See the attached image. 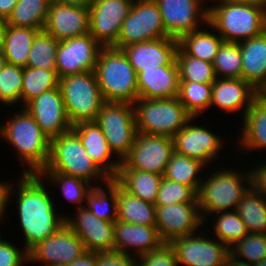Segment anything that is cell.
<instances>
[{
	"instance_id": "obj_42",
	"label": "cell",
	"mask_w": 266,
	"mask_h": 266,
	"mask_svg": "<svg viewBox=\"0 0 266 266\" xmlns=\"http://www.w3.org/2000/svg\"><path fill=\"white\" fill-rule=\"evenodd\" d=\"M59 41L46 31H40L31 46L27 66L41 69H56V52Z\"/></svg>"
},
{
	"instance_id": "obj_44",
	"label": "cell",
	"mask_w": 266,
	"mask_h": 266,
	"mask_svg": "<svg viewBox=\"0 0 266 266\" xmlns=\"http://www.w3.org/2000/svg\"><path fill=\"white\" fill-rule=\"evenodd\" d=\"M217 78H241L242 56L239 43L223 42L213 61Z\"/></svg>"
},
{
	"instance_id": "obj_27",
	"label": "cell",
	"mask_w": 266,
	"mask_h": 266,
	"mask_svg": "<svg viewBox=\"0 0 266 266\" xmlns=\"http://www.w3.org/2000/svg\"><path fill=\"white\" fill-rule=\"evenodd\" d=\"M241 131L237 139L240 150L249 154L266 149V93L260 94L242 117ZM250 151V152H249Z\"/></svg>"
},
{
	"instance_id": "obj_11",
	"label": "cell",
	"mask_w": 266,
	"mask_h": 266,
	"mask_svg": "<svg viewBox=\"0 0 266 266\" xmlns=\"http://www.w3.org/2000/svg\"><path fill=\"white\" fill-rule=\"evenodd\" d=\"M203 231V232H202ZM194 234L173 239L177 261L181 266H227L229 248L204 229Z\"/></svg>"
},
{
	"instance_id": "obj_21",
	"label": "cell",
	"mask_w": 266,
	"mask_h": 266,
	"mask_svg": "<svg viewBox=\"0 0 266 266\" xmlns=\"http://www.w3.org/2000/svg\"><path fill=\"white\" fill-rule=\"evenodd\" d=\"M136 73L160 66L172 65L176 61L178 39L161 37L121 48Z\"/></svg>"
},
{
	"instance_id": "obj_7",
	"label": "cell",
	"mask_w": 266,
	"mask_h": 266,
	"mask_svg": "<svg viewBox=\"0 0 266 266\" xmlns=\"http://www.w3.org/2000/svg\"><path fill=\"white\" fill-rule=\"evenodd\" d=\"M59 88L66 114L72 126L95 121L105 102L95 71L82 72L59 78Z\"/></svg>"
},
{
	"instance_id": "obj_2",
	"label": "cell",
	"mask_w": 266,
	"mask_h": 266,
	"mask_svg": "<svg viewBox=\"0 0 266 266\" xmlns=\"http://www.w3.org/2000/svg\"><path fill=\"white\" fill-rule=\"evenodd\" d=\"M8 116L0 123V140L16 150L22 174H39L49 161L50 139L24 107Z\"/></svg>"
},
{
	"instance_id": "obj_29",
	"label": "cell",
	"mask_w": 266,
	"mask_h": 266,
	"mask_svg": "<svg viewBox=\"0 0 266 266\" xmlns=\"http://www.w3.org/2000/svg\"><path fill=\"white\" fill-rule=\"evenodd\" d=\"M162 175L130 169L121 162L114 180L128 193L155 205Z\"/></svg>"
},
{
	"instance_id": "obj_26",
	"label": "cell",
	"mask_w": 266,
	"mask_h": 266,
	"mask_svg": "<svg viewBox=\"0 0 266 266\" xmlns=\"http://www.w3.org/2000/svg\"><path fill=\"white\" fill-rule=\"evenodd\" d=\"M139 98L161 99L178 96L180 77L178 64L143 70L137 74Z\"/></svg>"
},
{
	"instance_id": "obj_5",
	"label": "cell",
	"mask_w": 266,
	"mask_h": 266,
	"mask_svg": "<svg viewBox=\"0 0 266 266\" xmlns=\"http://www.w3.org/2000/svg\"><path fill=\"white\" fill-rule=\"evenodd\" d=\"M95 74L104 101L133 104L139 98L137 73L122 49L102 47Z\"/></svg>"
},
{
	"instance_id": "obj_25",
	"label": "cell",
	"mask_w": 266,
	"mask_h": 266,
	"mask_svg": "<svg viewBox=\"0 0 266 266\" xmlns=\"http://www.w3.org/2000/svg\"><path fill=\"white\" fill-rule=\"evenodd\" d=\"M72 130L78 135L87 154L95 164L110 179H114L117 176L121 161L111 151L100 126L95 121L80 122L72 126Z\"/></svg>"
},
{
	"instance_id": "obj_17",
	"label": "cell",
	"mask_w": 266,
	"mask_h": 266,
	"mask_svg": "<svg viewBox=\"0 0 266 266\" xmlns=\"http://www.w3.org/2000/svg\"><path fill=\"white\" fill-rule=\"evenodd\" d=\"M101 49L102 46L90 33L59 41L56 52L58 78L95 71Z\"/></svg>"
},
{
	"instance_id": "obj_4",
	"label": "cell",
	"mask_w": 266,
	"mask_h": 266,
	"mask_svg": "<svg viewBox=\"0 0 266 266\" xmlns=\"http://www.w3.org/2000/svg\"><path fill=\"white\" fill-rule=\"evenodd\" d=\"M213 2V3H212ZM208 7V24L224 42L239 43L266 30V5L212 0Z\"/></svg>"
},
{
	"instance_id": "obj_13",
	"label": "cell",
	"mask_w": 266,
	"mask_h": 266,
	"mask_svg": "<svg viewBox=\"0 0 266 266\" xmlns=\"http://www.w3.org/2000/svg\"><path fill=\"white\" fill-rule=\"evenodd\" d=\"M85 252L82 240L65 224L28 251V264L67 266Z\"/></svg>"
},
{
	"instance_id": "obj_30",
	"label": "cell",
	"mask_w": 266,
	"mask_h": 266,
	"mask_svg": "<svg viewBox=\"0 0 266 266\" xmlns=\"http://www.w3.org/2000/svg\"><path fill=\"white\" fill-rule=\"evenodd\" d=\"M204 27L182 35L178 46L191 57L213 63L224 40L209 24Z\"/></svg>"
},
{
	"instance_id": "obj_36",
	"label": "cell",
	"mask_w": 266,
	"mask_h": 266,
	"mask_svg": "<svg viewBox=\"0 0 266 266\" xmlns=\"http://www.w3.org/2000/svg\"><path fill=\"white\" fill-rule=\"evenodd\" d=\"M235 211L249 233L266 234V198L252 186L243 195Z\"/></svg>"
},
{
	"instance_id": "obj_24",
	"label": "cell",
	"mask_w": 266,
	"mask_h": 266,
	"mask_svg": "<svg viewBox=\"0 0 266 266\" xmlns=\"http://www.w3.org/2000/svg\"><path fill=\"white\" fill-rule=\"evenodd\" d=\"M164 242L156 226L114 222V250L135 257L159 248Z\"/></svg>"
},
{
	"instance_id": "obj_22",
	"label": "cell",
	"mask_w": 266,
	"mask_h": 266,
	"mask_svg": "<svg viewBox=\"0 0 266 266\" xmlns=\"http://www.w3.org/2000/svg\"><path fill=\"white\" fill-rule=\"evenodd\" d=\"M250 83L242 78H217L212 83L211 104L225 113H241V119L260 95Z\"/></svg>"
},
{
	"instance_id": "obj_58",
	"label": "cell",
	"mask_w": 266,
	"mask_h": 266,
	"mask_svg": "<svg viewBox=\"0 0 266 266\" xmlns=\"http://www.w3.org/2000/svg\"><path fill=\"white\" fill-rule=\"evenodd\" d=\"M6 58L3 55V52H0V72L1 70L4 68L5 64H6Z\"/></svg>"
},
{
	"instance_id": "obj_18",
	"label": "cell",
	"mask_w": 266,
	"mask_h": 266,
	"mask_svg": "<svg viewBox=\"0 0 266 266\" xmlns=\"http://www.w3.org/2000/svg\"><path fill=\"white\" fill-rule=\"evenodd\" d=\"M204 221L198 203L156 206V227L164 243L202 230Z\"/></svg>"
},
{
	"instance_id": "obj_1",
	"label": "cell",
	"mask_w": 266,
	"mask_h": 266,
	"mask_svg": "<svg viewBox=\"0 0 266 266\" xmlns=\"http://www.w3.org/2000/svg\"><path fill=\"white\" fill-rule=\"evenodd\" d=\"M19 180L9 183L7 210L16 201L19 226L23 233V247L29 251L38 242L45 240L65 225V213L56 209L55 199L39 174H22ZM13 183H16L14 185ZM16 194V195H15ZM16 197V198H15ZM15 198V199H14Z\"/></svg>"
},
{
	"instance_id": "obj_48",
	"label": "cell",
	"mask_w": 266,
	"mask_h": 266,
	"mask_svg": "<svg viewBox=\"0 0 266 266\" xmlns=\"http://www.w3.org/2000/svg\"><path fill=\"white\" fill-rule=\"evenodd\" d=\"M22 248V249H20ZM28 265V251L19 247L5 237L0 240V266Z\"/></svg>"
},
{
	"instance_id": "obj_20",
	"label": "cell",
	"mask_w": 266,
	"mask_h": 266,
	"mask_svg": "<svg viewBox=\"0 0 266 266\" xmlns=\"http://www.w3.org/2000/svg\"><path fill=\"white\" fill-rule=\"evenodd\" d=\"M65 217V224L82 240L87 252L114 250V223L97 218L86 207Z\"/></svg>"
},
{
	"instance_id": "obj_16",
	"label": "cell",
	"mask_w": 266,
	"mask_h": 266,
	"mask_svg": "<svg viewBox=\"0 0 266 266\" xmlns=\"http://www.w3.org/2000/svg\"><path fill=\"white\" fill-rule=\"evenodd\" d=\"M166 33L179 39L182 35L208 24L207 0H155Z\"/></svg>"
},
{
	"instance_id": "obj_57",
	"label": "cell",
	"mask_w": 266,
	"mask_h": 266,
	"mask_svg": "<svg viewBox=\"0 0 266 266\" xmlns=\"http://www.w3.org/2000/svg\"><path fill=\"white\" fill-rule=\"evenodd\" d=\"M227 266H254V265L236 262L229 257V259L227 261Z\"/></svg>"
},
{
	"instance_id": "obj_55",
	"label": "cell",
	"mask_w": 266,
	"mask_h": 266,
	"mask_svg": "<svg viewBox=\"0 0 266 266\" xmlns=\"http://www.w3.org/2000/svg\"><path fill=\"white\" fill-rule=\"evenodd\" d=\"M6 27H7L6 21L0 18V52H2L3 50Z\"/></svg>"
},
{
	"instance_id": "obj_45",
	"label": "cell",
	"mask_w": 266,
	"mask_h": 266,
	"mask_svg": "<svg viewBox=\"0 0 266 266\" xmlns=\"http://www.w3.org/2000/svg\"><path fill=\"white\" fill-rule=\"evenodd\" d=\"M23 87V68L6 63L0 72V103L1 105L14 107L21 104Z\"/></svg>"
},
{
	"instance_id": "obj_9",
	"label": "cell",
	"mask_w": 266,
	"mask_h": 266,
	"mask_svg": "<svg viewBox=\"0 0 266 266\" xmlns=\"http://www.w3.org/2000/svg\"><path fill=\"white\" fill-rule=\"evenodd\" d=\"M95 122L103 131L111 151L122 162L129 155L137 135L133 104L105 101Z\"/></svg>"
},
{
	"instance_id": "obj_35",
	"label": "cell",
	"mask_w": 266,
	"mask_h": 266,
	"mask_svg": "<svg viewBox=\"0 0 266 266\" xmlns=\"http://www.w3.org/2000/svg\"><path fill=\"white\" fill-rule=\"evenodd\" d=\"M49 0H18L5 20L14 27H31L42 31L50 8Z\"/></svg>"
},
{
	"instance_id": "obj_10",
	"label": "cell",
	"mask_w": 266,
	"mask_h": 266,
	"mask_svg": "<svg viewBox=\"0 0 266 266\" xmlns=\"http://www.w3.org/2000/svg\"><path fill=\"white\" fill-rule=\"evenodd\" d=\"M161 37H170L164 28L160 9L155 0H134L127 18L123 21L117 43L122 47Z\"/></svg>"
},
{
	"instance_id": "obj_31",
	"label": "cell",
	"mask_w": 266,
	"mask_h": 266,
	"mask_svg": "<svg viewBox=\"0 0 266 266\" xmlns=\"http://www.w3.org/2000/svg\"><path fill=\"white\" fill-rule=\"evenodd\" d=\"M117 219L131 224L156 226V206L131 195L117 183Z\"/></svg>"
},
{
	"instance_id": "obj_32",
	"label": "cell",
	"mask_w": 266,
	"mask_h": 266,
	"mask_svg": "<svg viewBox=\"0 0 266 266\" xmlns=\"http://www.w3.org/2000/svg\"><path fill=\"white\" fill-rule=\"evenodd\" d=\"M39 32V29L14 27L7 24L2 50L6 62L22 68L27 67L29 51Z\"/></svg>"
},
{
	"instance_id": "obj_54",
	"label": "cell",
	"mask_w": 266,
	"mask_h": 266,
	"mask_svg": "<svg viewBox=\"0 0 266 266\" xmlns=\"http://www.w3.org/2000/svg\"><path fill=\"white\" fill-rule=\"evenodd\" d=\"M51 4H74L80 6H89L93 0H49Z\"/></svg>"
},
{
	"instance_id": "obj_51",
	"label": "cell",
	"mask_w": 266,
	"mask_h": 266,
	"mask_svg": "<svg viewBox=\"0 0 266 266\" xmlns=\"http://www.w3.org/2000/svg\"><path fill=\"white\" fill-rule=\"evenodd\" d=\"M10 181H0V218H7V190Z\"/></svg>"
},
{
	"instance_id": "obj_28",
	"label": "cell",
	"mask_w": 266,
	"mask_h": 266,
	"mask_svg": "<svg viewBox=\"0 0 266 266\" xmlns=\"http://www.w3.org/2000/svg\"><path fill=\"white\" fill-rule=\"evenodd\" d=\"M239 47L241 78L261 94L266 93V30L259 36L239 42Z\"/></svg>"
},
{
	"instance_id": "obj_23",
	"label": "cell",
	"mask_w": 266,
	"mask_h": 266,
	"mask_svg": "<svg viewBox=\"0 0 266 266\" xmlns=\"http://www.w3.org/2000/svg\"><path fill=\"white\" fill-rule=\"evenodd\" d=\"M44 31L61 41L89 33L88 6L50 4Z\"/></svg>"
},
{
	"instance_id": "obj_3",
	"label": "cell",
	"mask_w": 266,
	"mask_h": 266,
	"mask_svg": "<svg viewBox=\"0 0 266 266\" xmlns=\"http://www.w3.org/2000/svg\"><path fill=\"white\" fill-rule=\"evenodd\" d=\"M216 167V168H215ZM219 167V169H217ZM213 166L205 171L197 201L203 221L213 213L234 211L243 195L251 187L250 169L241 171L230 166ZM228 167V168H227ZM236 168V170H235ZM217 169V170H216ZM248 170V171H247ZM210 171V174H209Z\"/></svg>"
},
{
	"instance_id": "obj_43",
	"label": "cell",
	"mask_w": 266,
	"mask_h": 266,
	"mask_svg": "<svg viewBox=\"0 0 266 266\" xmlns=\"http://www.w3.org/2000/svg\"><path fill=\"white\" fill-rule=\"evenodd\" d=\"M230 258L236 262L255 265L266 258V234L248 233L229 248Z\"/></svg>"
},
{
	"instance_id": "obj_50",
	"label": "cell",
	"mask_w": 266,
	"mask_h": 266,
	"mask_svg": "<svg viewBox=\"0 0 266 266\" xmlns=\"http://www.w3.org/2000/svg\"><path fill=\"white\" fill-rule=\"evenodd\" d=\"M258 162L259 164L256 163L258 166L253 163L254 167H250L251 186L266 198V161Z\"/></svg>"
},
{
	"instance_id": "obj_47",
	"label": "cell",
	"mask_w": 266,
	"mask_h": 266,
	"mask_svg": "<svg viewBox=\"0 0 266 266\" xmlns=\"http://www.w3.org/2000/svg\"><path fill=\"white\" fill-rule=\"evenodd\" d=\"M137 266H180L173 247L163 243L159 248L137 257Z\"/></svg>"
},
{
	"instance_id": "obj_38",
	"label": "cell",
	"mask_w": 266,
	"mask_h": 266,
	"mask_svg": "<svg viewBox=\"0 0 266 266\" xmlns=\"http://www.w3.org/2000/svg\"><path fill=\"white\" fill-rule=\"evenodd\" d=\"M39 175L47 181L46 183L49 186H55L54 188H60L61 195L72 205L75 206L76 209L85 207L86 196L94 187L89 182L77 178L74 176L62 174V173H52L50 171H41ZM46 179V180H45Z\"/></svg>"
},
{
	"instance_id": "obj_6",
	"label": "cell",
	"mask_w": 266,
	"mask_h": 266,
	"mask_svg": "<svg viewBox=\"0 0 266 266\" xmlns=\"http://www.w3.org/2000/svg\"><path fill=\"white\" fill-rule=\"evenodd\" d=\"M42 171L81 178L93 186H100L111 180L90 158L72 129L50 140L49 161Z\"/></svg>"
},
{
	"instance_id": "obj_53",
	"label": "cell",
	"mask_w": 266,
	"mask_h": 266,
	"mask_svg": "<svg viewBox=\"0 0 266 266\" xmlns=\"http://www.w3.org/2000/svg\"><path fill=\"white\" fill-rule=\"evenodd\" d=\"M18 0H0V18L6 20Z\"/></svg>"
},
{
	"instance_id": "obj_37",
	"label": "cell",
	"mask_w": 266,
	"mask_h": 266,
	"mask_svg": "<svg viewBox=\"0 0 266 266\" xmlns=\"http://www.w3.org/2000/svg\"><path fill=\"white\" fill-rule=\"evenodd\" d=\"M104 187L100 185L91 189L85 207L97 218L114 223L117 220V182L111 179Z\"/></svg>"
},
{
	"instance_id": "obj_12",
	"label": "cell",
	"mask_w": 266,
	"mask_h": 266,
	"mask_svg": "<svg viewBox=\"0 0 266 266\" xmlns=\"http://www.w3.org/2000/svg\"><path fill=\"white\" fill-rule=\"evenodd\" d=\"M192 117L187 124L173 137L175 152L190 158L197 159L207 167L216 165L213 163L217 157L219 160L221 150L224 148L225 139L208 129L205 124L197 125ZM195 121V122H194ZM194 122V124H193ZM196 123V124H195Z\"/></svg>"
},
{
	"instance_id": "obj_14",
	"label": "cell",
	"mask_w": 266,
	"mask_h": 266,
	"mask_svg": "<svg viewBox=\"0 0 266 266\" xmlns=\"http://www.w3.org/2000/svg\"><path fill=\"white\" fill-rule=\"evenodd\" d=\"M134 0H93L89 9V33L102 47L117 43L123 21Z\"/></svg>"
},
{
	"instance_id": "obj_52",
	"label": "cell",
	"mask_w": 266,
	"mask_h": 266,
	"mask_svg": "<svg viewBox=\"0 0 266 266\" xmlns=\"http://www.w3.org/2000/svg\"><path fill=\"white\" fill-rule=\"evenodd\" d=\"M67 266H96V252H85Z\"/></svg>"
},
{
	"instance_id": "obj_59",
	"label": "cell",
	"mask_w": 266,
	"mask_h": 266,
	"mask_svg": "<svg viewBox=\"0 0 266 266\" xmlns=\"http://www.w3.org/2000/svg\"><path fill=\"white\" fill-rule=\"evenodd\" d=\"M254 266H266V258H264L259 263L255 264Z\"/></svg>"
},
{
	"instance_id": "obj_49",
	"label": "cell",
	"mask_w": 266,
	"mask_h": 266,
	"mask_svg": "<svg viewBox=\"0 0 266 266\" xmlns=\"http://www.w3.org/2000/svg\"><path fill=\"white\" fill-rule=\"evenodd\" d=\"M96 266H137V257L117 250L96 252Z\"/></svg>"
},
{
	"instance_id": "obj_39",
	"label": "cell",
	"mask_w": 266,
	"mask_h": 266,
	"mask_svg": "<svg viewBox=\"0 0 266 266\" xmlns=\"http://www.w3.org/2000/svg\"><path fill=\"white\" fill-rule=\"evenodd\" d=\"M59 78L56 69H41L33 67L23 68V87L21 93V107L43 92L57 88Z\"/></svg>"
},
{
	"instance_id": "obj_33",
	"label": "cell",
	"mask_w": 266,
	"mask_h": 266,
	"mask_svg": "<svg viewBox=\"0 0 266 266\" xmlns=\"http://www.w3.org/2000/svg\"><path fill=\"white\" fill-rule=\"evenodd\" d=\"M206 168V169H204ZM207 166L201 161L176 152L166 165L163 178L191 187L198 193Z\"/></svg>"
},
{
	"instance_id": "obj_56",
	"label": "cell",
	"mask_w": 266,
	"mask_h": 266,
	"mask_svg": "<svg viewBox=\"0 0 266 266\" xmlns=\"http://www.w3.org/2000/svg\"><path fill=\"white\" fill-rule=\"evenodd\" d=\"M230 1L238 2V3L266 5V0H230Z\"/></svg>"
},
{
	"instance_id": "obj_15",
	"label": "cell",
	"mask_w": 266,
	"mask_h": 266,
	"mask_svg": "<svg viewBox=\"0 0 266 266\" xmlns=\"http://www.w3.org/2000/svg\"><path fill=\"white\" fill-rule=\"evenodd\" d=\"M174 152L173 138L137 132L134 145L123 162L130 169L163 176Z\"/></svg>"
},
{
	"instance_id": "obj_19",
	"label": "cell",
	"mask_w": 266,
	"mask_h": 266,
	"mask_svg": "<svg viewBox=\"0 0 266 266\" xmlns=\"http://www.w3.org/2000/svg\"><path fill=\"white\" fill-rule=\"evenodd\" d=\"M24 108L50 140L72 129L59 86L36 96Z\"/></svg>"
},
{
	"instance_id": "obj_41",
	"label": "cell",
	"mask_w": 266,
	"mask_h": 266,
	"mask_svg": "<svg viewBox=\"0 0 266 266\" xmlns=\"http://www.w3.org/2000/svg\"><path fill=\"white\" fill-rule=\"evenodd\" d=\"M180 82L212 84L217 76L213 63L187 55L179 46L176 52Z\"/></svg>"
},
{
	"instance_id": "obj_40",
	"label": "cell",
	"mask_w": 266,
	"mask_h": 266,
	"mask_svg": "<svg viewBox=\"0 0 266 266\" xmlns=\"http://www.w3.org/2000/svg\"><path fill=\"white\" fill-rule=\"evenodd\" d=\"M211 92L212 84L180 82L177 98L192 117L199 119L202 113L210 109Z\"/></svg>"
},
{
	"instance_id": "obj_60",
	"label": "cell",
	"mask_w": 266,
	"mask_h": 266,
	"mask_svg": "<svg viewBox=\"0 0 266 266\" xmlns=\"http://www.w3.org/2000/svg\"><path fill=\"white\" fill-rule=\"evenodd\" d=\"M3 220L4 221H6V218L4 219V218H0V222L2 223V224H4L5 222H3ZM0 223V224H1ZM1 228V227H0ZM2 232H1V230H0V240L2 239V234H1Z\"/></svg>"
},
{
	"instance_id": "obj_46",
	"label": "cell",
	"mask_w": 266,
	"mask_h": 266,
	"mask_svg": "<svg viewBox=\"0 0 266 266\" xmlns=\"http://www.w3.org/2000/svg\"><path fill=\"white\" fill-rule=\"evenodd\" d=\"M179 203H198L197 193L187 185L163 178L157 193L155 206Z\"/></svg>"
},
{
	"instance_id": "obj_34",
	"label": "cell",
	"mask_w": 266,
	"mask_h": 266,
	"mask_svg": "<svg viewBox=\"0 0 266 266\" xmlns=\"http://www.w3.org/2000/svg\"><path fill=\"white\" fill-rule=\"evenodd\" d=\"M212 217L213 219L211 220ZM207 219L208 220H204V223H213L207 228L209 229L208 232L213 234L212 236H214V238L222 242L228 248H231L236 242L242 240L249 233L245 223L235 210L213 213L211 216H208ZM209 220L212 222H208Z\"/></svg>"
},
{
	"instance_id": "obj_8",
	"label": "cell",
	"mask_w": 266,
	"mask_h": 266,
	"mask_svg": "<svg viewBox=\"0 0 266 266\" xmlns=\"http://www.w3.org/2000/svg\"><path fill=\"white\" fill-rule=\"evenodd\" d=\"M137 132L173 138L192 116L177 97L146 99L134 103Z\"/></svg>"
}]
</instances>
